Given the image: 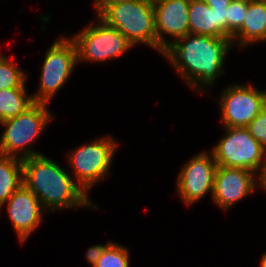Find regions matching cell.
Instances as JSON below:
<instances>
[{
  "instance_id": "cell-1",
  "label": "cell",
  "mask_w": 266,
  "mask_h": 267,
  "mask_svg": "<svg viewBox=\"0 0 266 267\" xmlns=\"http://www.w3.org/2000/svg\"><path fill=\"white\" fill-rule=\"evenodd\" d=\"M233 46L232 38L187 34L168 43L161 54L190 88L200 93L222 76L226 55Z\"/></svg>"
},
{
  "instance_id": "cell-2",
  "label": "cell",
  "mask_w": 266,
  "mask_h": 267,
  "mask_svg": "<svg viewBox=\"0 0 266 267\" xmlns=\"http://www.w3.org/2000/svg\"><path fill=\"white\" fill-rule=\"evenodd\" d=\"M22 162L23 184L37 196L47 212L81 206L99 209L75 179L54 160L41 154Z\"/></svg>"
},
{
  "instance_id": "cell-3",
  "label": "cell",
  "mask_w": 266,
  "mask_h": 267,
  "mask_svg": "<svg viewBox=\"0 0 266 267\" xmlns=\"http://www.w3.org/2000/svg\"><path fill=\"white\" fill-rule=\"evenodd\" d=\"M45 103H34L24 113L0 122L4 132L0 137V154L25 159L42 153L33 150L34 143L54 116Z\"/></svg>"
},
{
  "instance_id": "cell-4",
  "label": "cell",
  "mask_w": 266,
  "mask_h": 267,
  "mask_svg": "<svg viewBox=\"0 0 266 267\" xmlns=\"http://www.w3.org/2000/svg\"><path fill=\"white\" fill-rule=\"evenodd\" d=\"M99 17L119 30L134 46L142 43L157 49L153 0H130L111 5Z\"/></svg>"
},
{
  "instance_id": "cell-5",
  "label": "cell",
  "mask_w": 266,
  "mask_h": 267,
  "mask_svg": "<svg viewBox=\"0 0 266 267\" xmlns=\"http://www.w3.org/2000/svg\"><path fill=\"white\" fill-rule=\"evenodd\" d=\"M226 135L211 151L217 166L241 168L256 173L259 178L266 167V150L246 127H224Z\"/></svg>"
},
{
  "instance_id": "cell-6",
  "label": "cell",
  "mask_w": 266,
  "mask_h": 267,
  "mask_svg": "<svg viewBox=\"0 0 266 267\" xmlns=\"http://www.w3.org/2000/svg\"><path fill=\"white\" fill-rule=\"evenodd\" d=\"M97 18V24H88L71 38L76 44L78 64L83 61L105 62L133 49V43L119 30L108 25L99 16Z\"/></svg>"
},
{
  "instance_id": "cell-7",
  "label": "cell",
  "mask_w": 266,
  "mask_h": 267,
  "mask_svg": "<svg viewBox=\"0 0 266 267\" xmlns=\"http://www.w3.org/2000/svg\"><path fill=\"white\" fill-rule=\"evenodd\" d=\"M118 142L110 136L89 141L69 153L73 178L87 193L94 184L109 175Z\"/></svg>"
},
{
  "instance_id": "cell-8",
  "label": "cell",
  "mask_w": 266,
  "mask_h": 267,
  "mask_svg": "<svg viewBox=\"0 0 266 267\" xmlns=\"http://www.w3.org/2000/svg\"><path fill=\"white\" fill-rule=\"evenodd\" d=\"M78 64L77 48L69 37L58 38L46 51L34 103H49L50 99L66 84Z\"/></svg>"
},
{
  "instance_id": "cell-9",
  "label": "cell",
  "mask_w": 266,
  "mask_h": 267,
  "mask_svg": "<svg viewBox=\"0 0 266 267\" xmlns=\"http://www.w3.org/2000/svg\"><path fill=\"white\" fill-rule=\"evenodd\" d=\"M219 101L223 127H247L266 106V91L254 85L232 84Z\"/></svg>"
},
{
  "instance_id": "cell-10",
  "label": "cell",
  "mask_w": 266,
  "mask_h": 267,
  "mask_svg": "<svg viewBox=\"0 0 266 267\" xmlns=\"http://www.w3.org/2000/svg\"><path fill=\"white\" fill-rule=\"evenodd\" d=\"M217 163L212 152H200L185 163L177 177V193L186 205L204 198L208 192L213 196L214 176Z\"/></svg>"
},
{
  "instance_id": "cell-11",
  "label": "cell",
  "mask_w": 266,
  "mask_h": 267,
  "mask_svg": "<svg viewBox=\"0 0 266 267\" xmlns=\"http://www.w3.org/2000/svg\"><path fill=\"white\" fill-rule=\"evenodd\" d=\"M258 184L259 176L250 170L217 166L212 201L227 212L233 204L250 195Z\"/></svg>"
},
{
  "instance_id": "cell-12",
  "label": "cell",
  "mask_w": 266,
  "mask_h": 267,
  "mask_svg": "<svg viewBox=\"0 0 266 267\" xmlns=\"http://www.w3.org/2000/svg\"><path fill=\"white\" fill-rule=\"evenodd\" d=\"M7 206L8 218L21 243L39 226L43 214L47 211L37 196L22 184L4 203Z\"/></svg>"
},
{
  "instance_id": "cell-13",
  "label": "cell",
  "mask_w": 266,
  "mask_h": 267,
  "mask_svg": "<svg viewBox=\"0 0 266 267\" xmlns=\"http://www.w3.org/2000/svg\"><path fill=\"white\" fill-rule=\"evenodd\" d=\"M189 3L190 0H153L157 51L160 53L168 43L189 34ZM163 34L174 40L168 41Z\"/></svg>"
},
{
  "instance_id": "cell-14",
  "label": "cell",
  "mask_w": 266,
  "mask_h": 267,
  "mask_svg": "<svg viewBox=\"0 0 266 267\" xmlns=\"http://www.w3.org/2000/svg\"><path fill=\"white\" fill-rule=\"evenodd\" d=\"M189 34L227 37V8H211L201 0H190Z\"/></svg>"
},
{
  "instance_id": "cell-15",
  "label": "cell",
  "mask_w": 266,
  "mask_h": 267,
  "mask_svg": "<svg viewBox=\"0 0 266 267\" xmlns=\"http://www.w3.org/2000/svg\"><path fill=\"white\" fill-rule=\"evenodd\" d=\"M232 39L234 45H239L240 48H244L248 44H255V42H266V0L248 2L244 23Z\"/></svg>"
},
{
  "instance_id": "cell-16",
  "label": "cell",
  "mask_w": 266,
  "mask_h": 267,
  "mask_svg": "<svg viewBox=\"0 0 266 267\" xmlns=\"http://www.w3.org/2000/svg\"><path fill=\"white\" fill-rule=\"evenodd\" d=\"M22 184V159L0 154V211L4 203Z\"/></svg>"
},
{
  "instance_id": "cell-17",
  "label": "cell",
  "mask_w": 266,
  "mask_h": 267,
  "mask_svg": "<svg viewBox=\"0 0 266 267\" xmlns=\"http://www.w3.org/2000/svg\"><path fill=\"white\" fill-rule=\"evenodd\" d=\"M25 87L0 90V122L24 113L34 104Z\"/></svg>"
},
{
  "instance_id": "cell-18",
  "label": "cell",
  "mask_w": 266,
  "mask_h": 267,
  "mask_svg": "<svg viewBox=\"0 0 266 267\" xmlns=\"http://www.w3.org/2000/svg\"><path fill=\"white\" fill-rule=\"evenodd\" d=\"M27 74L5 55L0 53V90L21 88L26 84Z\"/></svg>"
},
{
  "instance_id": "cell-19",
  "label": "cell",
  "mask_w": 266,
  "mask_h": 267,
  "mask_svg": "<svg viewBox=\"0 0 266 267\" xmlns=\"http://www.w3.org/2000/svg\"><path fill=\"white\" fill-rule=\"evenodd\" d=\"M130 255L127 247L112 242L93 267H129Z\"/></svg>"
},
{
  "instance_id": "cell-20",
  "label": "cell",
  "mask_w": 266,
  "mask_h": 267,
  "mask_svg": "<svg viewBox=\"0 0 266 267\" xmlns=\"http://www.w3.org/2000/svg\"><path fill=\"white\" fill-rule=\"evenodd\" d=\"M248 2L232 0L227 7V38L233 35L242 27L247 15Z\"/></svg>"
},
{
  "instance_id": "cell-21",
  "label": "cell",
  "mask_w": 266,
  "mask_h": 267,
  "mask_svg": "<svg viewBox=\"0 0 266 267\" xmlns=\"http://www.w3.org/2000/svg\"><path fill=\"white\" fill-rule=\"evenodd\" d=\"M246 128L250 135L266 150V106Z\"/></svg>"
},
{
  "instance_id": "cell-22",
  "label": "cell",
  "mask_w": 266,
  "mask_h": 267,
  "mask_svg": "<svg viewBox=\"0 0 266 267\" xmlns=\"http://www.w3.org/2000/svg\"><path fill=\"white\" fill-rule=\"evenodd\" d=\"M112 242H108L107 245H101V244H97L94 246H91L87 249L86 252V259L88 261L89 264H91V266L93 267L97 261L99 260V258L103 255L104 250L111 244Z\"/></svg>"
},
{
  "instance_id": "cell-23",
  "label": "cell",
  "mask_w": 266,
  "mask_h": 267,
  "mask_svg": "<svg viewBox=\"0 0 266 267\" xmlns=\"http://www.w3.org/2000/svg\"><path fill=\"white\" fill-rule=\"evenodd\" d=\"M127 1L130 0H93L97 16H100L109 6Z\"/></svg>"
},
{
  "instance_id": "cell-24",
  "label": "cell",
  "mask_w": 266,
  "mask_h": 267,
  "mask_svg": "<svg viewBox=\"0 0 266 267\" xmlns=\"http://www.w3.org/2000/svg\"><path fill=\"white\" fill-rule=\"evenodd\" d=\"M211 8H227L232 0H201Z\"/></svg>"
},
{
  "instance_id": "cell-25",
  "label": "cell",
  "mask_w": 266,
  "mask_h": 267,
  "mask_svg": "<svg viewBox=\"0 0 266 267\" xmlns=\"http://www.w3.org/2000/svg\"><path fill=\"white\" fill-rule=\"evenodd\" d=\"M258 186L260 188L262 187L266 191V167L263 171V174L260 176V184Z\"/></svg>"
},
{
  "instance_id": "cell-26",
  "label": "cell",
  "mask_w": 266,
  "mask_h": 267,
  "mask_svg": "<svg viewBox=\"0 0 266 267\" xmlns=\"http://www.w3.org/2000/svg\"><path fill=\"white\" fill-rule=\"evenodd\" d=\"M261 267H266V253L262 254Z\"/></svg>"
},
{
  "instance_id": "cell-27",
  "label": "cell",
  "mask_w": 266,
  "mask_h": 267,
  "mask_svg": "<svg viewBox=\"0 0 266 267\" xmlns=\"http://www.w3.org/2000/svg\"><path fill=\"white\" fill-rule=\"evenodd\" d=\"M238 1H246V2H250L251 0H238Z\"/></svg>"
}]
</instances>
